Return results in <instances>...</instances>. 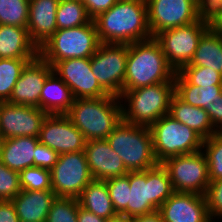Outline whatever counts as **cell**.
Instances as JSON below:
<instances>
[{"instance_id":"1","label":"cell","mask_w":222,"mask_h":222,"mask_svg":"<svg viewBox=\"0 0 222 222\" xmlns=\"http://www.w3.org/2000/svg\"><path fill=\"white\" fill-rule=\"evenodd\" d=\"M93 21L100 43L131 44L152 38L146 0H118Z\"/></svg>"},{"instance_id":"2","label":"cell","mask_w":222,"mask_h":222,"mask_svg":"<svg viewBox=\"0 0 222 222\" xmlns=\"http://www.w3.org/2000/svg\"><path fill=\"white\" fill-rule=\"evenodd\" d=\"M175 73L154 37L128 44L124 90L174 82Z\"/></svg>"},{"instance_id":"3","label":"cell","mask_w":222,"mask_h":222,"mask_svg":"<svg viewBox=\"0 0 222 222\" xmlns=\"http://www.w3.org/2000/svg\"><path fill=\"white\" fill-rule=\"evenodd\" d=\"M120 97L75 99L65 114L87 141L106 139L123 119Z\"/></svg>"},{"instance_id":"4","label":"cell","mask_w":222,"mask_h":222,"mask_svg":"<svg viewBox=\"0 0 222 222\" xmlns=\"http://www.w3.org/2000/svg\"><path fill=\"white\" fill-rule=\"evenodd\" d=\"M174 94V82L123 90L120 96L123 120L130 124L150 127L169 114L170 101Z\"/></svg>"},{"instance_id":"5","label":"cell","mask_w":222,"mask_h":222,"mask_svg":"<svg viewBox=\"0 0 222 222\" xmlns=\"http://www.w3.org/2000/svg\"><path fill=\"white\" fill-rule=\"evenodd\" d=\"M127 217L148 214L174 193L167 170L161 163L145 171H129Z\"/></svg>"},{"instance_id":"6","label":"cell","mask_w":222,"mask_h":222,"mask_svg":"<svg viewBox=\"0 0 222 222\" xmlns=\"http://www.w3.org/2000/svg\"><path fill=\"white\" fill-rule=\"evenodd\" d=\"M128 171H145L158 165L150 127L130 124L123 119L106 138Z\"/></svg>"},{"instance_id":"7","label":"cell","mask_w":222,"mask_h":222,"mask_svg":"<svg viewBox=\"0 0 222 222\" xmlns=\"http://www.w3.org/2000/svg\"><path fill=\"white\" fill-rule=\"evenodd\" d=\"M100 41L93 20L78 27L58 29L44 45L39 55L52 67L69 58H91Z\"/></svg>"},{"instance_id":"8","label":"cell","mask_w":222,"mask_h":222,"mask_svg":"<svg viewBox=\"0 0 222 222\" xmlns=\"http://www.w3.org/2000/svg\"><path fill=\"white\" fill-rule=\"evenodd\" d=\"M154 155L158 163L167 158L201 151L203 138L169 114L150 126Z\"/></svg>"},{"instance_id":"9","label":"cell","mask_w":222,"mask_h":222,"mask_svg":"<svg viewBox=\"0 0 222 222\" xmlns=\"http://www.w3.org/2000/svg\"><path fill=\"white\" fill-rule=\"evenodd\" d=\"M167 170L174 192H207L210 179L206 157L202 151L172 156L162 163Z\"/></svg>"},{"instance_id":"10","label":"cell","mask_w":222,"mask_h":222,"mask_svg":"<svg viewBox=\"0 0 222 222\" xmlns=\"http://www.w3.org/2000/svg\"><path fill=\"white\" fill-rule=\"evenodd\" d=\"M128 44L100 43L90 58L92 73L110 95L120 97L124 90Z\"/></svg>"},{"instance_id":"11","label":"cell","mask_w":222,"mask_h":222,"mask_svg":"<svg viewBox=\"0 0 222 222\" xmlns=\"http://www.w3.org/2000/svg\"><path fill=\"white\" fill-rule=\"evenodd\" d=\"M209 28L210 25L198 20L161 31L154 38L160 43L167 63L177 72L190 63L200 38Z\"/></svg>"},{"instance_id":"12","label":"cell","mask_w":222,"mask_h":222,"mask_svg":"<svg viewBox=\"0 0 222 222\" xmlns=\"http://www.w3.org/2000/svg\"><path fill=\"white\" fill-rule=\"evenodd\" d=\"M92 180L84 151L60 154L51 169V187L57 197L77 199Z\"/></svg>"},{"instance_id":"13","label":"cell","mask_w":222,"mask_h":222,"mask_svg":"<svg viewBox=\"0 0 222 222\" xmlns=\"http://www.w3.org/2000/svg\"><path fill=\"white\" fill-rule=\"evenodd\" d=\"M146 5L152 37L199 20L198 5L194 0H146Z\"/></svg>"},{"instance_id":"14","label":"cell","mask_w":222,"mask_h":222,"mask_svg":"<svg viewBox=\"0 0 222 222\" xmlns=\"http://www.w3.org/2000/svg\"><path fill=\"white\" fill-rule=\"evenodd\" d=\"M47 113L34 106L0 102L1 139L39 136Z\"/></svg>"},{"instance_id":"15","label":"cell","mask_w":222,"mask_h":222,"mask_svg":"<svg viewBox=\"0 0 222 222\" xmlns=\"http://www.w3.org/2000/svg\"><path fill=\"white\" fill-rule=\"evenodd\" d=\"M53 71L69 86L75 99L100 98L109 94L92 73L90 58H69L57 62Z\"/></svg>"},{"instance_id":"16","label":"cell","mask_w":222,"mask_h":222,"mask_svg":"<svg viewBox=\"0 0 222 222\" xmlns=\"http://www.w3.org/2000/svg\"><path fill=\"white\" fill-rule=\"evenodd\" d=\"M38 140L59 155L84 151L87 141L65 114H48L43 120Z\"/></svg>"},{"instance_id":"17","label":"cell","mask_w":222,"mask_h":222,"mask_svg":"<svg viewBox=\"0 0 222 222\" xmlns=\"http://www.w3.org/2000/svg\"><path fill=\"white\" fill-rule=\"evenodd\" d=\"M52 71L53 67L40 55L29 61L18 78L12 95L7 102L40 108V94L44 81Z\"/></svg>"},{"instance_id":"18","label":"cell","mask_w":222,"mask_h":222,"mask_svg":"<svg viewBox=\"0 0 222 222\" xmlns=\"http://www.w3.org/2000/svg\"><path fill=\"white\" fill-rule=\"evenodd\" d=\"M159 211L163 222H212L206 197L197 193L174 192Z\"/></svg>"},{"instance_id":"19","label":"cell","mask_w":222,"mask_h":222,"mask_svg":"<svg viewBox=\"0 0 222 222\" xmlns=\"http://www.w3.org/2000/svg\"><path fill=\"white\" fill-rule=\"evenodd\" d=\"M84 153L94 180L105 181L129 172L106 139L86 141Z\"/></svg>"},{"instance_id":"20","label":"cell","mask_w":222,"mask_h":222,"mask_svg":"<svg viewBox=\"0 0 222 222\" xmlns=\"http://www.w3.org/2000/svg\"><path fill=\"white\" fill-rule=\"evenodd\" d=\"M60 0H29L27 31L39 49L57 31L56 10Z\"/></svg>"},{"instance_id":"21","label":"cell","mask_w":222,"mask_h":222,"mask_svg":"<svg viewBox=\"0 0 222 222\" xmlns=\"http://www.w3.org/2000/svg\"><path fill=\"white\" fill-rule=\"evenodd\" d=\"M56 197L52 190L32 191L22 189L11 201L20 221L46 222L51 204Z\"/></svg>"},{"instance_id":"22","label":"cell","mask_w":222,"mask_h":222,"mask_svg":"<svg viewBox=\"0 0 222 222\" xmlns=\"http://www.w3.org/2000/svg\"><path fill=\"white\" fill-rule=\"evenodd\" d=\"M38 55L27 28L0 25V59H34Z\"/></svg>"},{"instance_id":"23","label":"cell","mask_w":222,"mask_h":222,"mask_svg":"<svg viewBox=\"0 0 222 222\" xmlns=\"http://www.w3.org/2000/svg\"><path fill=\"white\" fill-rule=\"evenodd\" d=\"M38 144L37 137L3 139L0 146V161L19 173L23 169L34 167L35 148Z\"/></svg>"},{"instance_id":"24","label":"cell","mask_w":222,"mask_h":222,"mask_svg":"<svg viewBox=\"0 0 222 222\" xmlns=\"http://www.w3.org/2000/svg\"><path fill=\"white\" fill-rule=\"evenodd\" d=\"M75 98L69 86L52 71L46 80L40 94V109L47 114H66Z\"/></svg>"},{"instance_id":"25","label":"cell","mask_w":222,"mask_h":222,"mask_svg":"<svg viewBox=\"0 0 222 222\" xmlns=\"http://www.w3.org/2000/svg\"><path fill=\"white\" fill-rule=\"evenodd\" d=\"M169 115L193 129L203 139L218 133L211 124L208 112L205 109L185 103L176 94L171 98Z\"/></svg>"},{"instance_id":"26","label":"cell","mask_w":222,"mask_h":222,"mask_svg":"<svg viewBox=\"0 0 222 222\" xmlns=\"http://www.w3.org/2000/svg\"><path fill=\"white\" fill-rule=\"evenodd\" d=\"M175 94L185 103L208 112L211 121V106L220 99L222 84L198 87L190 84L178 71L174 76Z\"/></svg>"},{"instance_id":"27","label":"cell","mask_w":222,"mask_h":222,"mask_svg":"<svg viewBox=\"0 0 222 222\" xmlns=\"http://www.w3.org/2000/svg\"><path fill=\"white\" fill-rule=\"evenodd\" d=\"M77 199L80 207L106 220L117 215L106 181L93 179Z\"/></svg>"},{"instance_id":"28","label":"cell","mask_w":222,"mask_h":222,"mask_svg":"<svg viewBox=\"0 0 222 222\" xmlns=\"http://www.w3.org/2000/svg\"><path fill=\"white\" fill-rule=\"evenodd\" d=\"M183 67H208L222 74V36L209 28L200 38L192 60Z\"/></svg>"},{"instance_id":"29","label":"cell","mask_w":222,"mask_h":222,"mask_svg":"<svg viewBox=\"0 0 222 222\" xmlns=\"http://www.w3.org/2000/svg\"><path fill=\"white\" fill-rule=\"evenodd\" d=\"M91 20L81 0L59 1L56 10L57 30L85 25Z\"/></svg>"},{"instance_id":"30","label":"cell","mask_w":222,"mask_h":222,"mask_svg":"<svg viewBox=\"0 0 222 222\" xmlns=\"http://www.w3.org/2000/svg\"><path fill=\"white\" fill-rule=\"evenodd\" d=\"M32 59H0V102H7L26 64Z\"/></svg>"},{"instance_id":"31","label":"cell","mask_w":222,"mask_h":222,"mask_svg":"<svg viewBox=\"0 0 222 222\" xmlns=\"http://www.w3.org/2000/svg\"><path fill=\"white\" fill-rule=\"evenodd\" d=\"M29 0H0V25L27 28Z\"/></svg>"},{"instance_id":"32","label":"cell","mask_w":222,"mask_h":222,"mask_svg":"<svg viewBox=\"0 0 222 222\" xmlns=\"http://www.w3.org/2000/svg\"><path fill=\"white\" fill-rule=\"evenodd\" d=\"M201 151L207 160L210 181L222 178V133L204 139Z\"/></svg>"},{"instance_id":"33","label":"cell","mask_w":222,"mask_h":222,"mask_svg":"<svg viewBox=\"0 0 222 222\" xmlns=\"http://www.w3.org/2000/svg\"><path fill=\"white\" fill-rule=\"evenodd\" d=\"M105 181L115 212L127 217L130 190L129 172L124 176L113 177Z\"/></svg>"},{"instance_id":"34","label":"cell","mask_w":222,"mask_h":222,"mask_svg":"<svg viewBox=\"0 0 222 222\" xmlns=\"http://www.w3.org/2000/svg\"><path fill=\"white\" fill-rule=\"evenodd\" d=\"M78 209V199L56 197L51 204L46 222H78Z\"/></svg>"},{"instance_id":"35","label":"cell","mask_w":222,"mask_h":222,"mask_svg":"<svg viewBox=\"0 0 222 222\" xmlns=\"http://www.w3.org/2000/svg\"><path fill=\"white\" fill-rule=\"evenodd\" d=\"M20 185L22 189L32 191L52 190L51 170L40 167H29L20 173Z\"/></svg>"},{"instance_id":"36","label":"cell","mask_w":222,"mask_h":222,"mask_svg":"<svg viewBox=\"0 0 222 222\" xmlns=\"http://www.w3.org/2000/svg\"><path fill=\"white\" fill-rule=\"evenodd\" d=\"M190 84L207 87L222 84V74L208 67H182L178 71Z\"/></svg>"},{"instance_id":"37","label":"cell","mask_w":222,"mask_h":222,"mask_svg":"<svg viewBox=\"0 0 222 222\" xmlns=\"http://www.w3.org/2000/svg\"><path fill=\"white\" fill-rule=\"evenodd\" d=\"M21 190L19 172L9 169L0 161V201L12 200Z\"/></svg>"},{"instance_id":"38","label":"cell","mask_w":222,"mask_h":222,"mask_svg":"<svg viewBox=\"0 0 222 222\" xmlns=\"http://www.w3.org/2000/svg\"><path fill=\"white\" fill-rule=\"evenodd\" d=\"M210 219L221 221L222 219V178L210 181L205 194ZM216 221V222H217Z\"/></svg>"},{"instance_id":"39","label":"cell","mask_w":222,"mask_h":222,"mask_svg":"<svg viewBox=\"0 0 222 222\" xmlns=\"http://www.w3.org/2000/svg\"><path fill=\"white\" fill-rule=\"evenodd\" d=\"M197 5L198 19L208 25L222 14V0H201Z\"/></svg>"},{"instance_id":"40","label":"cell","mask_w":222,"mask_h":222,"mask_svg":"<svg viewBox=\"0 0 222 222\" xmlns=\"http://www.w3.org/2000/svg\"><path fill=\"white\" fill-rule=\"evenodd\" d=\"M35 151L34 167L51 170L58 161L59 154L46 145L39 143Z\"/></svg>"},{"instance_id":"41","label":"cell","mask_w":222,"mask_h":222,"mask_svg":"<svg viewBox=\"0 0 222 222\" xmlns=\"http://www.w3.org/2000/svg\"><path fill=\"white\" fill-rule=\"evenodd\" d=\"M89 17L93 20L99 14L109 10L118 0H81Z\"/></svg>"},{"instance_id":"42","label":"cell","mask_w":222,"mask_h":222,"mask_svg":"<svg viewBox=\"0 0 222 222\" xmlns=\"http://www.w3.org/2000/svg\"><path fill=\"white\" fill-rule=\"evenodd\" d=\"M0 222H20L11 200L0 201Z\"/></svg>"},{"instance_id":"43","label":"cell","mask_w":222,"mask_h":222,"mask_svg":"<svg viewBox=\"0 0 222 222\" xmlns=\"http://www.w3.org/2000/svg\"><path fill=\"white\" fill-rule=\"evenodd\" d=\"M211 124L218 133H222V94L211 106Z\"/></svg>"},{"instance_id":"44","label":"cell","mask_w":222,"mask_h":222,"mask_svg":"<svg viewBox=\"0 0 222 222\" xmlns=\"http://www.w3.org/2000/svg\"><path fill=\"white\" fill-rule=\"evenodd\" d=\"M78 222H107L106 219L95 215L94 213L85 210L84 208L80 207L78 209L77 215Z\"/></svg>"},{"instance_id":"45","label":"cell","mask_w":222,"mask_h":222,"mask_svg":"<svg viewBox=\"0 0 222 222\" xmlns=\"http://www.w3.org/2000/svg\"><path fill=\"white\" fill-rule=\"evenodd\" d=\"M131 222H163V218L160 211L155 210L148 214L133 217Z\"/></svg>"},{"instance_id":"46","label":"cell","mask_w":222,"mask_h":222,"mask_svg":"<svg viewBox=\"0 0 222 222\" xmlns=\"http://www.w3.org/2000/svg\"><path fill=\"white\" fill-rule=\"evenodd\" d=\"M210 28L222 36V14L210 25Z\"/></svg>"},{"instance_id":"47","label":"cell","mask_w":222,"mask_h":222,"mask_svg":"<svg viewBox=\"0 0 222 222\" xmlns=\"http://www.w3.org/2000/svg\"><path fill=\"white\" fill-rule=\"evenodd\" d=\"M107 222H131V218L117 214L115 217L109 218Z\"/></svg>"},{"instance_id":"48","label":"cell","mask_w":222,"mask_h":222,"mask_svg":"<svg viewBox=\"0 0 222 222\" xmlns=\"http://www.w3.org/2000/svg\"><path fill=\"white\" fill-rule=\"evenodd\" d=\"M197 4L201 1V0H194Z\"/></svg>"}]
</instances>
